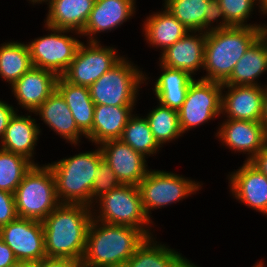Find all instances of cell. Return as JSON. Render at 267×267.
<instances>
[{"mask_svg":"<svg viewBox=\"0 0 267 267\" xmlns=\"http://www.w3.org/2000/svg\"><path fill=\"white\" fill-rule=\"evenodd\" d=\"M92 216V207L88 205L60 203L42 221L46 257L81 263Z\"/></svg>","mask_w":267,"mask_h":267,"instance_id":"obj_1","label":"cell"},{"mask_svg":"<svg viewBox=\"0 0 267 267\" xmlns=\"http://www.w3.org/2000/svg\"><path fill=\"white\" fill-rule=\"evenodd\" d=\"M148 236L137 228L92 219L82 267H124Z\"/></svg>","mask_w":267,"mask_h":267,"instance_id":"obj_2","label":"cell"},{"mask_svg":"<svg viewBox=\"0 0 267 267\" xmlns=\"http://www.w3.org/2000/svg\"><path fill=\"white\" fill-rule=\"evenodd\" d=\"M261 36V27H233L206 33L201 79L224 83L232 74L235 64L247 49Z\"/></svg>","mask_w":267,"mask_h":267,"instance_id":"obj_3","label":"cell"},{"mask_svg":"<svg viewBox=\"0 0 267 267\" xmlns=\"http://www.w3.org/2000/svg\"><path fill=\"white\" fill-rule=\"evenodd\" d=\"M103 160L100 147L48 164L56 183L60 203L85 204L91 207V191L95 171Z\"/></svg>","mask_w":267,"mask_h":267,"instance_id":"obj_4","label":"cell"},{"mask_svg":"<svg viewBox=\"0 0 267 267\" xmlns=\"http://www.w3.org/2000/svg\"><path fill=\"white\" fill-rule=\"evenodd\" d=\"M19 218L43 221L59 204L50 166L33 164L14 192Z\"/></svg>","mask_w":267,"mask_h":267,"instance_id":"obj_5","label":"cell"},{"mask_svg":"<svg viewBox=\"0 0 267 267\" xmlns=\"http://www.w3.org/2000/svg\"><path fill=\"white\" fill-rule=\"evenodd\" d=\"M146 76L123 57L88 87L91 99L95 105L134 106Z\"/></svg>","mask_w":267,"mask_h":267,"instance_id":"obj_6","label":"cell"},{"mask_svg":"<svg viewBox=\"0 0 267 267\" xmlns=\"http://www.w3.org/2000/svg\"><path fill=\"white\" fill-rule=\"evenodd\" d=\"M96 203L101 210H96L99 213L95 214L93 208L96 207H92V218L94 220L131 226L142 230L148 237H151L152 233L149 231L151 226L148 225L152 223V220L147 217L143 209L138 186L121 184L99 197Z\"/></svg>","mask_w":267,"mask_h":267,"instance_id":"obj_7","label":"cell"},{"mask_svg":"<svg viewBox=\"0 0 267 267\" xmlns=\"http://www.w3.org/2000/svg\"><path fill=\"white\" fill-rule=\"evenodd\" d=\"M138 188L143 209L150 219L151 210L179 202L193 192L196 193L201 188V184L182 175L151 169L140 181Z\"/></svg>","mask_w":267,"mask_h":267,"instance_id":"obj_8","label":"cell"},{"mask_svg":"<svg viewBox=\"0 0 267 267\" xmlns=\"http://www.w3.org/2000/svg\"><path fill=\"white\" fill-rule=\"evenodd\" d=\"M222 83L204 79L193 80L186 99L178 110L182 133L221 115Z\"/></svg>","mask_w":267,"mask_h":267,"instance_id":"obj_9","label":"cell"},{"mask_svg":"<svg viewBox=\"0 0 267 267\" xmlns=\"http://www.w3.org/2000/svg\"><path fill=\"white\" fill-rule=\"evenodd\" d=\"M45 27L52 31L51 34L36 38L27 44L31 61L33 67L49 70L59 77L69 67L82 41L70 35H64L69 33L70 30L57 29L46 25Z\"/></svg>","mask_w":267,"mask_h":267,"instance_id":"obj_10","label":"cell"},{"mask_svg":"<svg viewBox=\"0 0 267 267\" xmlns=\"http://www.w3.org/2000/svg\"><path fill=\"white\" fill-rule=\"evenodd\" d=\"M99 41L83 42L62 77L74 85L90 87L100 76L117 64L119 56L114 47H104Z\"/></svg>","mask_w":267,"mask_h":267,"instance_id":"obj_11","label":"cell"},{"mask_svg":"<svg viewBox=\"0 0 267 267\" xmlns=\"http://www.w3.org/2000/svg\"><path fill=\"white\" fill-rule=\"evenodd\" d=\"M0 238L18 261L40 262L46 257L42 221L17 217L0 227Z\"/></svg>","mask_w":267,"mask_h":267,"instance_id":"obj_12","label":"cell"},{"mask_svg":"<svg viewBox=\"0 0 267 267\" xmlns=\"http://www.w3.org/2000/svg\"><path fill=\"white\" fill-rule=\"evenodd\" d=\"M103 160L115 172L121 184L138 186L147 175L146 157L121 139L100 144Z\"/></svg>","mask_w":267,"mask_h":267,"instance_id":"obj_13","label":"cell"},{"mask_svg":"<svg viewBox=\"0 0 267 267\" xmlns=\"http://www.w3.org/2000/svg\"><path fill=\"white\" fill-rule=\"evenodd\" d=\"M216 136L229 149L247 152L249 156L245 161H250L267 146V131L260 121L226 119Z\"/></svg>","mask_w":267,"mask_h":267,"instance_id":"obj_14","label":"cell"},{"mask_svg":"<svg viewBox=\"0 0 267 267\" xmlns=\"http://www.w3.org/2000/svg\"><path fill=\"white\" fill-rule=\"evenodd\" d=\"M228 89L224 91V89ZM223 91L226 94H223ZM264 87L222 84L221 113L227 119L261 121L263 113Z\"/></svg>","mask_w":267,"mask_h":267,"instance_id":"obj_15","label":"cell"},{"mask_svg":"<svg viewBox=\"0 0 267 267\" xmlns=\"http://www.w3.org/2000/svg\"><path fill=\"white\" fill-rule=\"evenodd\" d=\"M240 167L229 176L232 195L246 206L267 215V176L249 161H244Z\"/></svg>","mask_w":267,"mask_h":267,"instance_id":"obj_16","label":"cell"},{"mask_svg":"<svg viewBox=\"0 0 267 267\" xmlns=\"http://www.w3.org/2000/svg\"><path fill=\"white\" fill-rule=\"evenodd\" d=\"M192 33V34H191ZM194 33V34H193ZM189 31L161 52L160 65L188 72L192 77L204 66L206 33Z\"/></svg>","mask_w":267,"mask_h":267,"instance_id":"obj_17","label":"cell"},{"mask_svg":"<svg viewBox=\"0 0 267 267\" xmlns=\"http://www.w3.org/2000/svg\"><path fill=\"white\" fill-rule=\"evenodd\" d=\"M57 79L49 70L32 67L11 85L12 93L22 108L34 113L56 90Z\"/></svg>","mask_w":267,"mask_h":267,"instance_id":"obj_18","label":"cell"},{"mask_svg":"<svg viewBox=\"0 0 267 267\" xmlns=\"http://www.w3.org/2000/svg\"><path fill=\"white\" fill-rule=\"evenodd\" d=\"M135 0H95L93 9L81 33L89 41H98L94 36L118 28L135 13Z\"/></svg>","mask_w":267,"mask_h":267,"instance_id":"obj_19","label":"cell"},{"mask_svg":"<svg viewBox=\"0 0 267 267\" xmlns=\"http://www.w3.org/2000/svg\"><path fill=\"white\" fill-rule=\"evenodd\" d=\"M34 114L41 117V120L53 129L60 137L71 144H78L81 135L86 136L78 129L74 117L64 97L56 89L47 100H45Z\"/></svg>","mask_w":267,"mask_h":267,"instance_id":"obj_20","label":"cell"},{"mask_svg":"<svg viewBox=\"0 0 267 267\" xmlns=\"http://www.w3.org/2000/svg\"><path fill=\"white\" fill-rule=\"evenodd\" d=\"M134 106L95 105L92 130L86 135L92 143L120 139Z\"/></svg>","mask_w":267,"mask_h":267,"instance_id":"obj_21","label":"cell"},{"mask_svg":"<svg viewBox=\"0 0 267 267\" xmlns=\"http://www.w3.org/2000/svg\"><path fill=\"white\" fill-rule=\"evenodd\" d=\"M46 26L81 34L95 0H47Z\"/></svg>","mask_w":267,"mask_h":267,"instance_id":"obj_22","label":"cell"},{"mask_svg":"<svg viewBox=\"0 0 267 267\" xmlns=\"http://www.w3.org/2000/svg\"><path fill=\"white\" fill-rule=\"evenodd\" d=\"M39 128L35 118H31V115H18L15 112L1 138L0 148L23 155L33 164H37L32 159L38 135L41 132Z\"/></svg>","mask_w":267,"mask_h":267,"instance_id":"obj_23","label":"cell"},{"mask_svg":"<svg viewBox=\"0 0 267 267\" xmlns=\"http://www.w3.org/2000/svg\"><path fill=\"white\" fill-rule=\"evenodd\" d=\"M147 237L124 267H198L180 253Z\"/></svg>","mask_w":267,"mask_h":267,"instance_id":"obj_24","label":"cell"},{"mask_svg":"<svg viewBox=\"0 0 267 267\" xmlns=\"http://www.w3.org/2000/svg\"><path fill=\"white\" fill-rule=\"evenodd\" d=\"M266 71L267 43L260 36L235 64L232 74L222 84L260 86L256 79Z\"/></svg>","mask_w":267,"mask_h":267,"instance_id":"obj_25","label":"cell"},{"mask_svg":"<svg viewBox=\"0 0 267 267\" xmlns=\"http://www.w3.org/2000/svg\"><path fill=\"white\" fill-rule=\"evenodd\" d=\"M162 74L154 83L156 98L161 105L178 111L183 105L189 89V85L194 78L180 69H172L160 66Z\"/></svg>","mask_w":267,"mask_h":267,"instance_id":"obj_26","label":"cell"},{"mask_svg":"<svg viewBox=\"0 0 267 267\" xmlns=\"http://www.w3.org/2000/svg\"><path fill=\"white\" fill-rule=\"evenodd\" d=\"M56 89L64 97L78 129L86 136L92 130L95 109L89 88L74 85L66 81L62 76H59Z\"/></svg>","mask_w":267,"mask_h":267,"instance_id":"obj_27","label":"cell"},{"mask_svg":"<svg viewBox=\"0 0 267 267\" xmlns=\"http://www.w3.org/2000/svg\"><path fill=\"white\" fill-rule=\"evenodd\" d=\"M145 38L150 45L161 48L162 52L185 36L189 30L169 11L164 9L147 17L143 25Z\"/></svg>","mask_w":267,"mask_h":267,"instance_id":"obj_28","label":"cell"},{"mask_svg":"<svg viewBox=\"0 0 267 267\" xmlns=\"http://www.w3.org/2000/svg\"><path fill=\"white\" fill-rule=\"evenodd\" d=\"M33 67L27 44L7 42L0 46V77L13 85Z\"/></svg>","mask_w":267,"mask_h":267,"instance_id":"obj_29","label":"cell"},{"mask_svg":"<svg viewBox=\"0 0 267 267\" xmlns=\"http://www.w3.org/2000/svg\"><path fill=\"white\" fill-rule=\"evenodd\" d=\"M120 139L145 157L157 154L161 148L151 132L147 119L137 114L129 118Z\"/></svg>","mask_w":267,"mask_h":267,"instance_id":"obj_30","label":"cell"},{"mask_svg":"<svg viewBox=\"0 0 267 267\" xmlns=\"http://www.w3.org/2000/svg\"><path fill=\"white\" fill-rule=\"evenodd\" d=\"M147 119L155 140L162 147L166 142L179 138L183 133L179 125L178 111L161 105L150 111Z\"/></svg>","mask_w":267,"mask_h":267,"instance_id":"obj_31","label":"cell"},{"mask_svg":"<svg viewBox=\"0 0 267 267\" xmlns=\"http://www.w3.org/2000/svg\"><path fill=\"white\" fill-rule=\"evenodd\" d=\"M164 8L189 31L204 32L205 10L211 0H164Z\"/></svg>","mask_w":267,"mask_h":267,"instance_id":"obj_32","label":"cell"},{"mask_svg":"<svg viewBox=\"0 0 267 267\" xmlns=\"http://www.w3.org/2000/svg\"><path fill=\"white\" fill-rule=\"evenodd\" d=\"M33 163L23 155L0 148V190L15 192Z\"/></svg>","mask_w":267,"mask_h":267,"instance_id":"obj_33","label":"cell"},{"mask_svg":"<svg viewBox=\"0 0 267 267\" xmlns=\"http://www.w3.org/2000/svg\"><path fill=\"white\" fill-rule=\"evenodd\" d=\"M227 23L233 27H262L263 24H247L254 5L259 6L261 14L267 15L260 0H218ZM257 1V2H256Z\"/></svg>","mask_w":267,"mask_h":267,"instance_id":"obj_34","label":"cell"},{"mask_svg":"<svg viewBox=\"0 0 267 267\" xmlns=\"http://www.w3.org/2000/svg\"><path fill=\"white\" fill-rule=\"evenodd\" d=\"M120 185L115 172L106 161L102 160L95 171V180L91 191V207L95 200Z\"/></svg>","mask_w":267,"mask_h":267,"instance_id":"obj_35","label":"cell"},{"mask_svg":"<svg viewBox=\"0 0 267 267\" xmlns=\"http://www.w3.org/2000/svg\"><path fill=\"white\" fill-rule=\"evenodd\" d=\"M218 18H220L222 21H220L219 24H217L216 26L212 25L211 27V24L218 21ZM230 27L231 26L227 23L224 17L219 1L211 0L205 10L204 32L208 33L211 31L221 30Z\"/></svg>","mask_w":267,"mask_h":267,"instance_id":"obj_36","label":"cell"},{"mask_svg":"<svg viewBox=\"0 0 267 267\" xmlns=\"http://www.w3.org/2000/svg\"><path fill=\"white\" fill-rule=\"evenodd\" d=\"M14 194L0 190V227L17 218Z\"/></svg>","mask_w":267,"mask_h":267,"instance_id":"obj_37","label":"cell"},{"mask_svg":"<svg viewBox=\"0 0 267 267\" xmlns=\"http://www.w3.org/2000/svg\"><path fill=\"white\" fill-rule=\"evenodd\" d=\"M39 267H82L80 262L69 258L45 257L39 262Z\"/></svg>","mask_w":267,"mask_h":267,"instance_id":"obj_38","label":"cell"},{"mask_svg":"<svg viewBox=\"0 0 267 267\" xmlns=\"http://www.w3.org/2000/svg\"><path fill=\"white\" fill-rule=\"evenodd\" d=\"M15 112L16 110H14L12 105L0 100V140L3 137L9 121Z\"/></svg>","mask_w":267,"mask_h":267,"instance_id":"obj_39","label":"cell"},{"mask_svg":"<svg viewBox=\"0 0 267 267\" xmlns=\"http://www.w3.org/2000/svg\"><path fill=\"white\" fill-rule=\"evenodd\" d=\"M17 261L13 251L0 238V267H9Z\"/></svg>","mask_w":267,"mask_h":267,"instance_id":"obj_40","label":"cell"},{"mask_svg":"<svg viewBox=\"0 0 267 267\" xmlns=\"http://www.w3.org/2000/svg\"><path fill=\"white\" fill-rule=\"evenodd\" d=\"M249 162L267 176V146L259 151Z\"/></svg>","mask_w":267,"mask_h":267,"instance_id":"obj_41","label":"cell"},{"mask_svg":"<svg viewBox=\"0 0 267 267\" xmlns=\"http://www.w3.org/2000/svg\"><path fill=\"white\" fill-rule=\"evenodd\" d=\"M267 131V85L264 86L263 113L260 121Z\"/></svg>","mask_w":267,"mask_h":267,"instance_id":"obj_42","label":"cell"},{"mask_svg":"<svg viewBox=\"0 0 267 267\" xmlns=\"http://www.w3.org/2000/svg\"><path fill=\"white\" fill-rule=\"evenodd\" d=\"M9 267H39V262L34 261H17Z\"/></svg>","mask_w":267,"mask_h":267,"instance_id":"obj_43","label":"cell"},{"mask_svg":"<svg viewBox=\"0 0 267 267\" xmlns=\"http://www.w3.org/2000/svg\"><path fill=\"white\" fill-rule=\"evenodd\" d=\"M261 36L267 43V25L266 24H263V26L261 27Z\"/></svg>","mask_w":267,"mask_h":267,"instance_id":"obj_44","label":"cell"},{"mask_svg":"<svg viewBox=\"0 0 267 267\" xmlns=\"http://www.w3.org/2000/svg\"><path fill=\"white\" fill-rule=\"evenodd\" d=\"M260 1H261L262 6H263V9L267 13V0H260Z\"/></svg>","mask_w":267,"mask_h":267,"instance_id":"obj_45","label":"cell"},{"mask_svg":"<svg viewBox=\"0 0 267 267\" xmlns=\"http://www.w3.org/2000/svg\"><path fill=\"white\" fill-rule=\"evenodd\" d=\"M31 3L33 4H38V3H42V2H46L47 0H29Z\"/></svg>","mask_w":267,"mask_h":267,"instance_id":"obj_46","label":"cell"},{"mask_svg":"<svg viewBox=\"0 0 267 267\" xmlns=\"http://www.w3.org/2000/svg\"><path fill=\"white\" fill-rule=\"evenodd\" d=\"M264 263L263 262H259V263H257L255 266H253V267H264V265H263Z\"/></svg>","mask_w":267,"mask_h":267,"instance_id":"obj_47","label":"cell"}]
</instances>
